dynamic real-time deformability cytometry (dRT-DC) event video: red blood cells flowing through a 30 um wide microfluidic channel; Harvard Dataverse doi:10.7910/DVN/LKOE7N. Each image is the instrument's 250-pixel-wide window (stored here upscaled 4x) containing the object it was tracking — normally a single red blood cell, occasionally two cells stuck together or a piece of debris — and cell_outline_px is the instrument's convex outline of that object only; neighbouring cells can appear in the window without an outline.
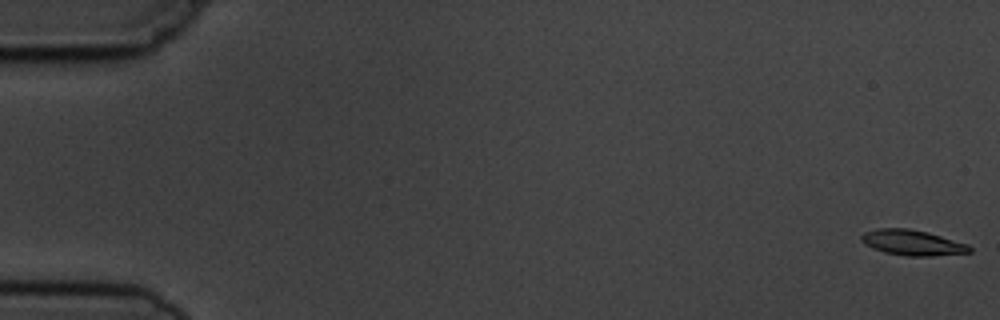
{"species": "common noctule bat (a hibernating species)", "species_latin": "Nyctalus noctula", "temperature_condition": "cold", "stored_images_in_passage": 7, "camera_frame_rate_fps": 3000, "um_per_image_px": 0.085, "animal": {"sex": "male", "body_mass_g": 19.5, "forearm_length_mm": 54.6}, "frame": {"image": 1, "passage_image": 1, "time_ms": 0.0, "image_size_px": [1000, 320], "cell_outline_px": [[972, 252], [932, 256], [904, 256], [884, 252], [872, 248], [864, 244], [860, 240], [860, 236], [864, 232], [876, 228], [908, 228], [928, 232], [968, 244], [972, 248]], "centroid_in_image_um": [77.53, 20.62], "position_along_channel_um": 7.5, "area_um2": 16.24}}
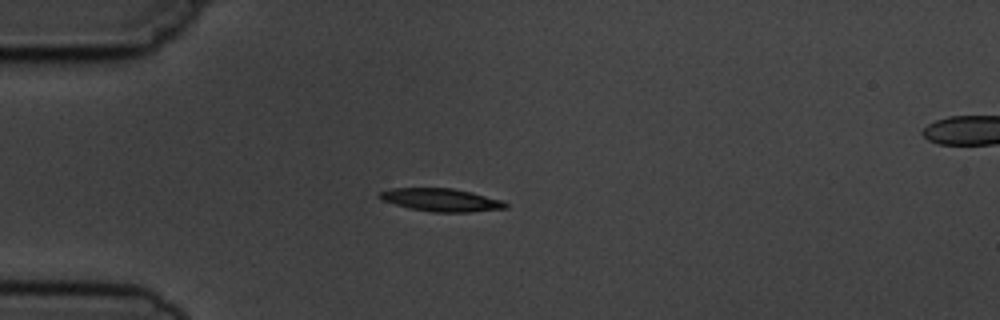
{"frame": {"image": 2, "passage_image": 5, "time_ms": 4.667, "image_size_px": [1000, 320], "cell_outline_px": [[508, 208], [468, 212], [432, 212], [408, 208], [384, 200], [376, 196], [380, 192], [392, 188], [452, 188], [472, 192], [504, 200], [508, 204]], "centroid_in_image_um": [37.54, 16.99], "position_along_channel_um": 47.5, "area_um2": 16.88}}
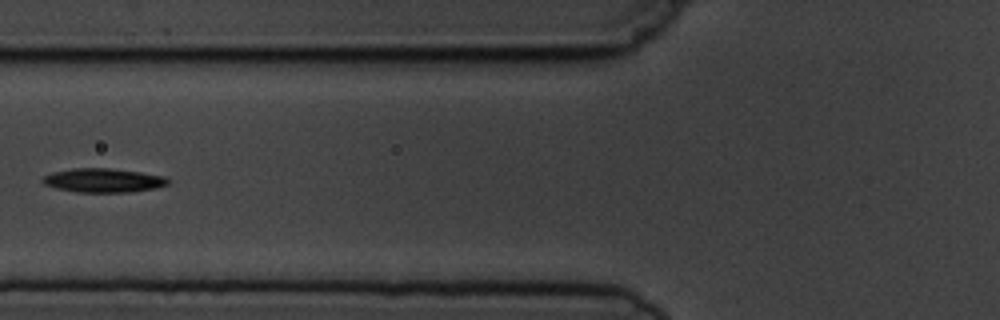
{"frame": {"image": 3, "passage_image": 7, "time_ms": 7.0, "image_size_px": [1000, 320], "cell_outline_px": [[172, 180], [168, 184], [156, 188], [128, 192], [76, 192], [56, 188], [44, 184], [40, 180], [44, 176], [52, 172], [72, 168], [108, 168], [140, 172], [164, 176]], "centroid_in_image_um": [8.78, 15.33], "position_along_channel_um": 117.0, "area_um2": 17.57}}